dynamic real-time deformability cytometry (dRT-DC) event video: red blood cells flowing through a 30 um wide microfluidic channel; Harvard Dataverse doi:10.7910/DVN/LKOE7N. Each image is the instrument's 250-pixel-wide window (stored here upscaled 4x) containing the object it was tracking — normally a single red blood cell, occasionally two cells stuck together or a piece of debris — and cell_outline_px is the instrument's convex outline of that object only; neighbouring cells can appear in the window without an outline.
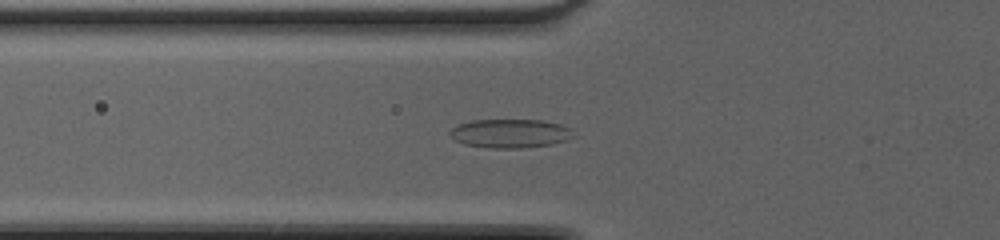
{"species": "common noctule bat (a hibernating species)", "species_latin": "Nyctalus noctula", "temperature_condition": "cold", "stored_images_in_passage": 49, "camera_frame_rate_fps": 3000, "um_per_image_px": 0.085, "animal": {"sex": "female", "body_mass_g": 20.0, "forearm_length_mm": 54.0}, "frame": {"image": 1, "passage_image": 19, "time_ms": 6.0, "image_size_px": [1000, 240], "cell_outline_px": [[576, 136], [568, 140], [552, 144], [520, 148], [492, 148], [464, 144], [456, 140], [448, 132], [456, 124], [472, 120], [540, 120], [560, 124], [568, 128]], "centroid_in_image_um": [43.36, 11.34], "position_along_channel_um": 82.4, "area_um2": 20.69}}
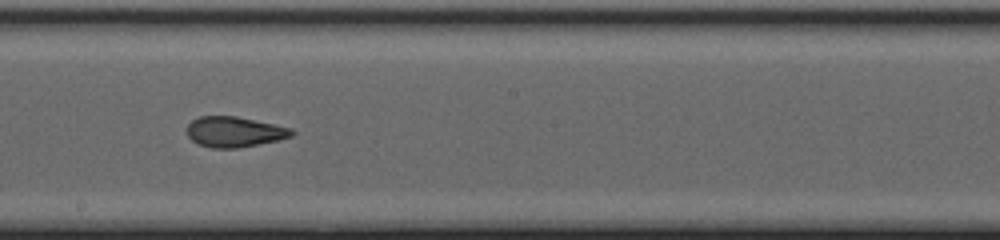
{"frame": {"image": 2, "passage_image": 29, "time_ms": 9.333, "image_size_px": [1000, 240], "cell_outline_px": [[296, 132], [292, 136], [276, 140], [236, 148], [212, 148], [200, 144], [192, 140], [188, 136], [188, 124], [192, 120], [200, 116], [236, 116], [292, 128]], "centroid_in_image_um": [19.93, 11.2], "position_along_channel_um": 228.3, "area_um2": 18.32}}
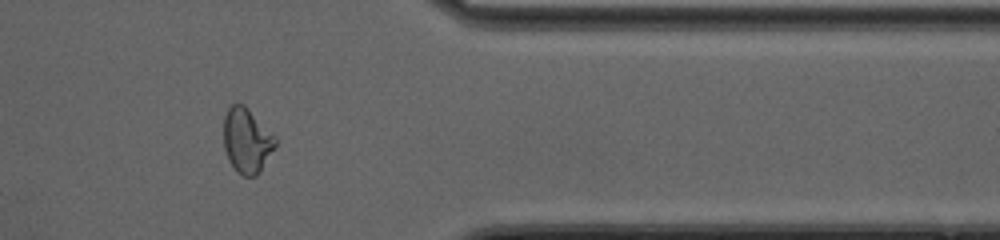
{"frame": {"image": 3, "passage_image": 41, "time_ms": 13.333, "image_size_px": [1000, 240], "cell_outline_px": [[276, 144], [256, 176], [244, 176], [236, 172], [228, 160], [224, 148], [224, 116], [228, 108], [232, 104], [244, 104], [276, 136]], "centroid_in_image_um": [20.96, 11.93], "position_along_channel_um": 390.4, "area_um2": 19.42}, "authors_computed_cell_mechanics": {"area_um2": 20.1144, "velocity_mm_per_s": 4.3506, "shape_relaxation_time_tau1_ms": null, "shape_relaxation_time_tau2_ms": 1.354, "deformation_change_tau1": null, "deformation_change_tau2": 0.0828}}